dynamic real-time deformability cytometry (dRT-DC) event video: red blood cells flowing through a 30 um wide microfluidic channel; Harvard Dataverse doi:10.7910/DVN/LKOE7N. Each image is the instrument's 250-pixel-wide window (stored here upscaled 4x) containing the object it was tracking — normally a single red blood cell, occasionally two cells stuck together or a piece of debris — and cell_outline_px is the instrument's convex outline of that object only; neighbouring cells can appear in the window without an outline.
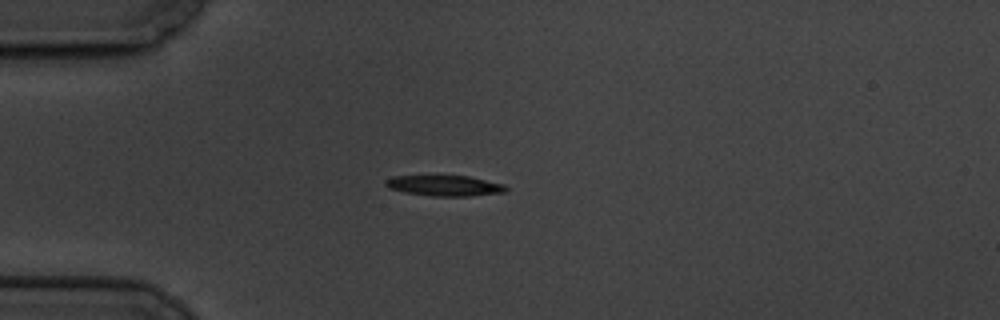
{"species": "common noctule bat (a hibernating species)", "species_latin": "Nyctalus noctula", "temperature_condition": "cold", "stored_images_in_passage": 7, "camera_frame_rate_fps": 3000, "um_per_image_px": 0.085, "animal": {"sex": "male", "body_mass_g": 19.5, "forearm_length_mm": 54.6}, "frame": {"image": 1, "passage_image": 4, "time_ms": 3.333, "image_size_px": [1000, 320], "cell_outline_px": [[508, 188], [504, 192], [472, 196], [432, 196], [404, 192], [388, 188], [384, 184], [384, 180], [392, 176], [468, 176], [504, 184]], "centroid_in_image_um": [37.76, 15.78], "position_along_channel_um": 47.2, "area_um2": 14.45}}
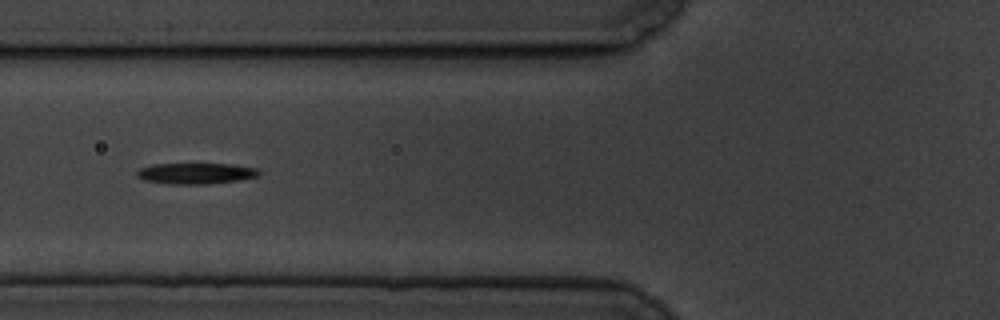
{"frame": {"image": 2, "passage_image": 6, "time_ms": 5.667, "image_size_px": [1000, 320], "cell_outline_px": [[260, 172], [256, 176], [240, 180], [208, 184], [168, 184], [144, 180], [136, 176], [136, 172], [140, 168], [152, 164], [232, 164], [256, 168]], "centroid_in_image_um": [16.61, 14.74], "position_along_channel_um": 109.2, "area_um2": 14.91}}
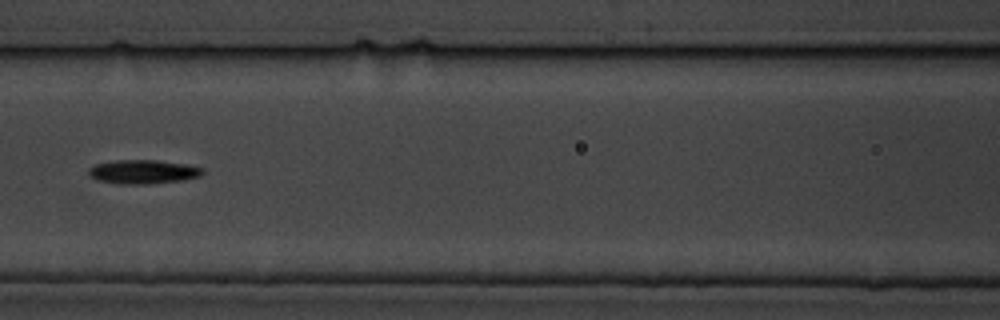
{"frame": {"image": 3, "passage_image": 7, "time_ms": 7.0, "image_size_px": [1000, 320], "cell_outline_px": [[204, 172], [200, 176], [184, 180], [148, 184], [116, 184], [96, 180], [88, 176], [88, 168], [96, 164], [116, 160], [156, 160], [184, 164], [204, 168]], "centroid_in_image_um": [12.13, 14.61], "position_along_channel_um": 154.5, "area_um2": 16.07}}